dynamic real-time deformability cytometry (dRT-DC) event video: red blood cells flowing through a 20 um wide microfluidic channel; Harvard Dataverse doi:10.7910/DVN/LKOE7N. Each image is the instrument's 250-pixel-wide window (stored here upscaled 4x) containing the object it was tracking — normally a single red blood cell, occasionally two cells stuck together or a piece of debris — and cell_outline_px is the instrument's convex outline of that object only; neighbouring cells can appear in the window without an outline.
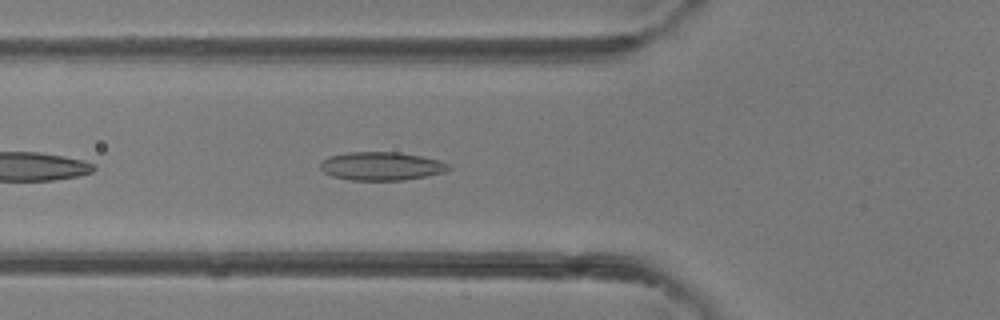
{"species": "common noctule bat (a hibernating species)", "species_latin": "Nyctalus noctula", "temperature_condition": "room temperature", "stored_images_in_passage": 40, "camera_frame_rate_fps": 3000, "um_per_image_px": 0.085, "animal": {"sex": "female"}, "frame": {"image": 1, "passage_image": 14, "time_ms": 4.333, "image_size_px": [1000, 320], "cell_outline_px": [[452, 168], [444, 172], [404, 180], [352, 180], [332, 176], [324, 172], [320, 168], [320, 164], [328, 156], [348, 152], [400, 152], [420, 156], [436, 160], [448, 164]], "centroid_in_image_um": [32.39, 14.12], "position_along_channel_um": 93.4, "area_um2": 21.04}}
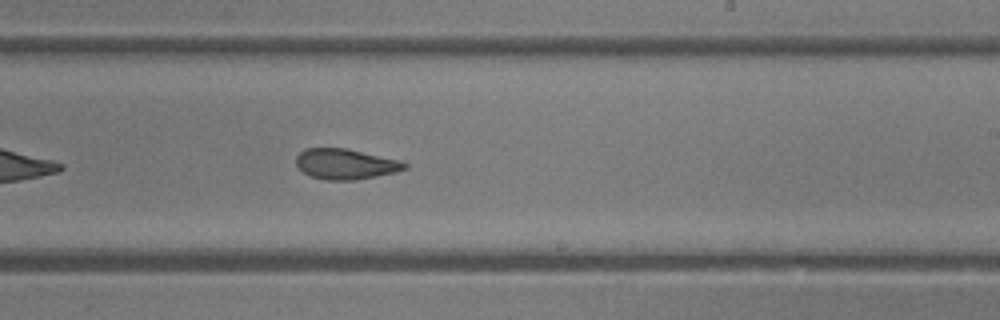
{"frame": {"image": 2, "passage_image": 24, "time_ms": 7.667, "image_size_px": [1000, 320], "cell_outline_px": [[408, 168], [396, 172], [356, 180], [324, 180], [308, 176], [296, 164], [296, 156], [304, 148], [344, 148], [400, 160], [408, 164]], "centroid_in_image_um": [29.36, 13.95], "position_along_channel_um": 259.6, "area_um2": 19.31}}
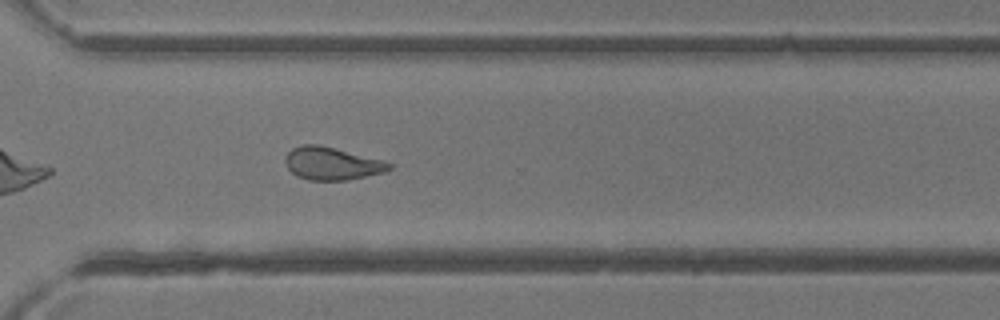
{"frame": {"image": 3, "passage_image": 29, "time_ms": 9.333, "image_size_px": [1000, 320], "cell_outline_px": [[392, 168], [384, 172], [348, 180], [308, 180], [296, 176], [288, 168], [284, 160], [284, 156], [292, 148], [304, 144], [316, 144], [380, 160], [392, 164]], "centroid_in_image_um": [28.15, 13.91], "position_along_channel_um": 342.5, "area_um2": 19.48}}